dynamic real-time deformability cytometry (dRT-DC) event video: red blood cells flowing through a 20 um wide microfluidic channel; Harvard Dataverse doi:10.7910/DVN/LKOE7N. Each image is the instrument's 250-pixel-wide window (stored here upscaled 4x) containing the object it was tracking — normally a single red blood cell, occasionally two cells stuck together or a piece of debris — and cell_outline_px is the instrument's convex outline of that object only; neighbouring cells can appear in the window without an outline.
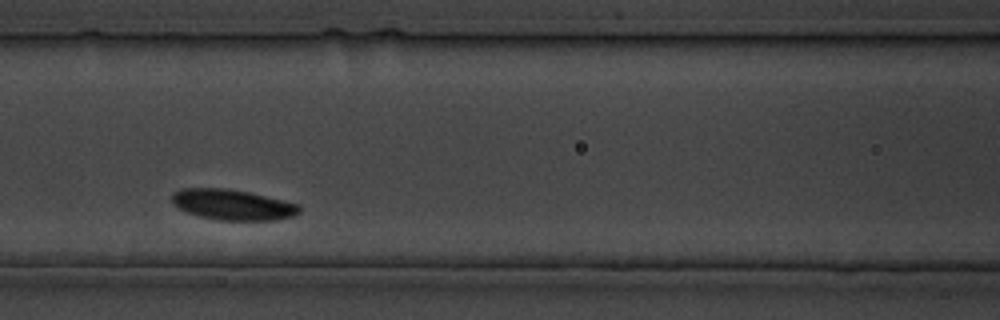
{"species": "common noctule bat (a hibernating species)", "species_latin": "Nyctalus noctula", "temperature_condition": "cold", "stored_images_in_passage": 26, "camera_frame_rate_fps": 3000, "um_per_image_px": 0.085, "animal": {"sex": "male", "body_mass_g": 19.5, "forearm_length_mm": 54.6}, "frame": {"image": 1, "passage_image": 8, "time_ms": 8.0, "image_size_px": [1000, 320], "cell_outline_px": [[300, 212], [292, 216], [272, 220], [216, 220], [200, 216], [188, 212], [172, 204], [172, 192], [180, 188], [224, 188], [248, 192], [300, 204]], "centroid_in_image_um": [19.75, 17.39], "position_along_channel_um": 146.9, "area_um2": 22.6}}